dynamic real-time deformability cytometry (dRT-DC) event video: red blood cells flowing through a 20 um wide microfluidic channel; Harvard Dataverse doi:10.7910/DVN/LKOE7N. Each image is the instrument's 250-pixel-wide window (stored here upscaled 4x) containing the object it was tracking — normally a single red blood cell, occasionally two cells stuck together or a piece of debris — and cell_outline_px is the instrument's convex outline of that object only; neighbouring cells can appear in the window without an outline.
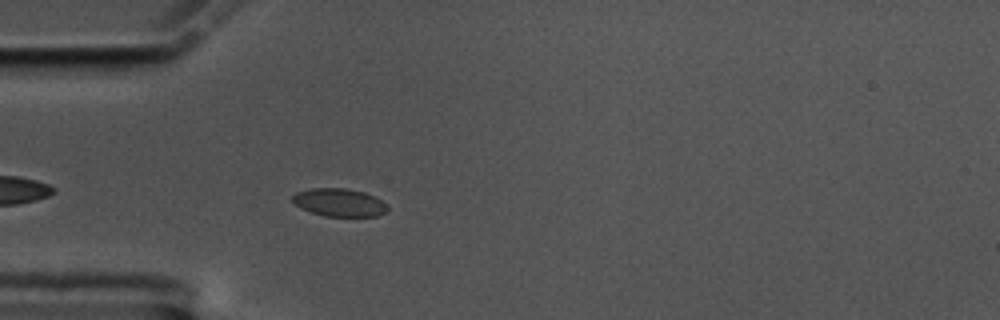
{"species": "common noctule bat (a hibernating species)", "species_latin": "Nyctalus noctula", "temperature_condition": "cold", "stored_images_in_passage": 37, "camera_frame_rate_fps": 3000, "um_per_image_px": 0.085, "animal": {"sex": "male", "body_mass_g": 17.5, "forearm_length_mm": 52.3}, "frame": {"image": 1, "passage_image": 5, "time_ms": 1.333, "image_size_px": [1000, 320], "cell_outline_px": [[388, 208], [384, 212], [376, 216], [324, 216], [300, 208], [292, 200], [292, 196], [296, 192], [312, 188], [344, 188], [364, 192], [376, 196]], "centroid_in_image_um": [28.81, 17.2], "position_along_channel_um": 56.2, "area_um2": 15.32}}
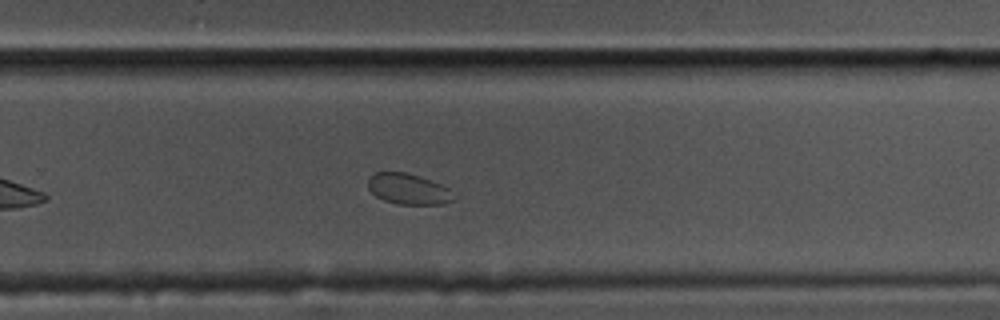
{"frame": {"image": 2, "passage_image": 26, "time_ms": 8.333, "image_size_px": [1000, 320], "cell_outline_px": [[456, 200], [444, 204], [396, 204], [384, 200], [376, 196], [368, 188], [368, 176], [376, 172], [404, 172], [420, 176], [440, 184], [448, 188]], "centroid_in_image_um": [34.69, 16.07], "position_along_channel_um": 295.1, "area_um2": 15.37}}
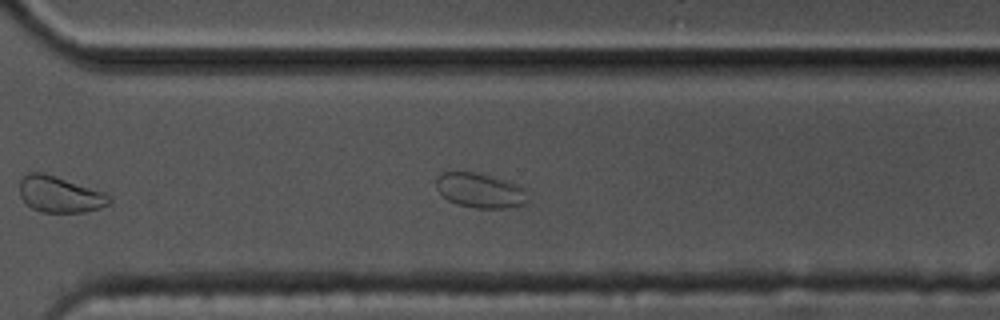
{"frame": {"image": 3, "passage_image": 29, "time_ms": 9.333, "image_size_px": [1000, 320], "cell_outline_px": [[528, 200], [524, 204], [504, 208], [476, 208], [456, 204], [440, 196], [436, 188], [436, 180], [444, 172], [476, 172], [504, 180], [516, 184], [524, 188]], "centroid_in_image_um": [40.77, 16.2], "position_along_channel_um": 329.8, "area_um2": 18.44}}